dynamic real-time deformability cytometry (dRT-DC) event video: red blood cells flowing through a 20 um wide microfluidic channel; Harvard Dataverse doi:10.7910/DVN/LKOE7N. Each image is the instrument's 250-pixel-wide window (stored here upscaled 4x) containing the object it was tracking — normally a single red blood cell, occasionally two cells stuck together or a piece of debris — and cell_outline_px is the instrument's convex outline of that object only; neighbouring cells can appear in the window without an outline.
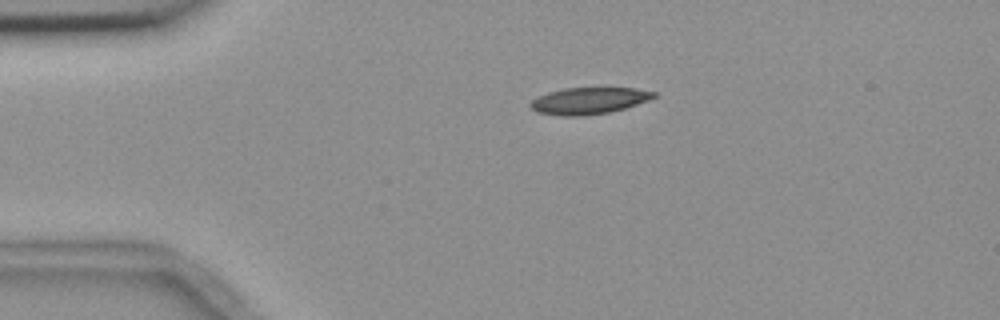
{"species": "common noctule bat (a hibernating species)", "species_latin": "Nyctalus noctula", "temperature_condition": "room temperature", "stored_images_in_passage": 45, "camera_frame_rate_fps": 3000, "um_per_image_px": 0.085, "animal": {"sex": "female", "body_mass_g": 18.4}, "frame": {"image": 1, "passage_image": 1, "time_ms": 0.0, "image_size_px": [1000, 320], "cell_outline_px": [[656, 96], [648, 100], [624, 108], [608, 112], [580, 116], [560, 116], [536, 112], [528, 104], [532, 100], [548, 92], [564, 88], [636, 88], [656, 92]], "centroid_in_image_um": [50.03, 8.56], "position_along_channel_um": 35.0, "area_um2": 19.02}}
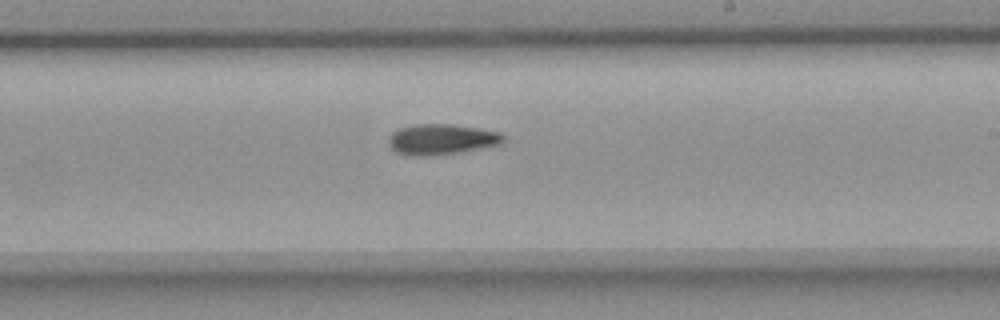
{"frame": {"image": 2, "passage_image": 22, "time_ms": 7.0, "image_size_px": [1000, 320], "cell_outline_px": [[504, 144], [460, 152], [432, 156], [412, 156], [396, 152], [388, 144], [388, 140], [392, 132], [400, 128], [412, 124], [452, 124], [480, 128], [500, 132], [504, 136]], "centroid_in_image_um": [37.55, 11.84], "position_along_channel_um": 251.5, "area_um2": 20.75}}
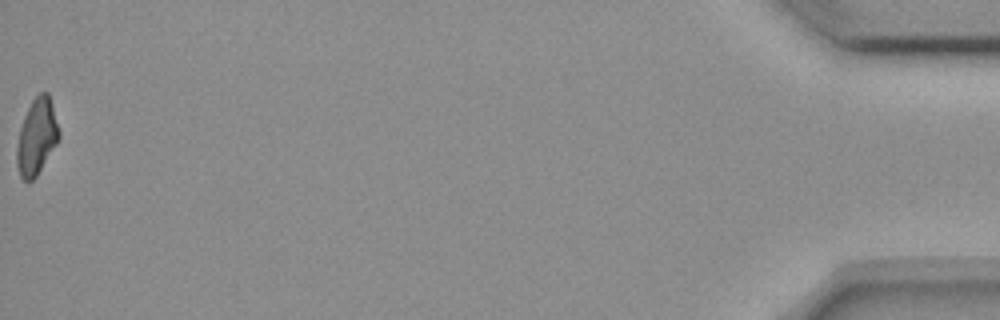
{"frame": {"image": 3, "passage_image": 45, "time_ms": 14.667, "image_size_px": [1000, 320], "cell_outline_px": [[60, 136], [56, 144], [36, 176], [32, 180], [24, 180], [20, 176], [16, 164], [16, 148], [20, 128], [24, 116], [32, 100], [40, 92], [48, 92], [52, 104], [60, 132]], "centroid_in_image_um": [3.11, 11.61], "position_along_channel_um": 432.1, "area_um2": 18.5}, "authors_computed_cell_mechanics": {"area_um2": 19.8254, "velocity_mm_per_s": 3.6594, "shape_relaxation_time_tau1_ms": 7.9799, "shape_relaxation_time_tau2_ms": null, "deformation_change_tau1": 0.1881, "deformation_change_tau2": null}}